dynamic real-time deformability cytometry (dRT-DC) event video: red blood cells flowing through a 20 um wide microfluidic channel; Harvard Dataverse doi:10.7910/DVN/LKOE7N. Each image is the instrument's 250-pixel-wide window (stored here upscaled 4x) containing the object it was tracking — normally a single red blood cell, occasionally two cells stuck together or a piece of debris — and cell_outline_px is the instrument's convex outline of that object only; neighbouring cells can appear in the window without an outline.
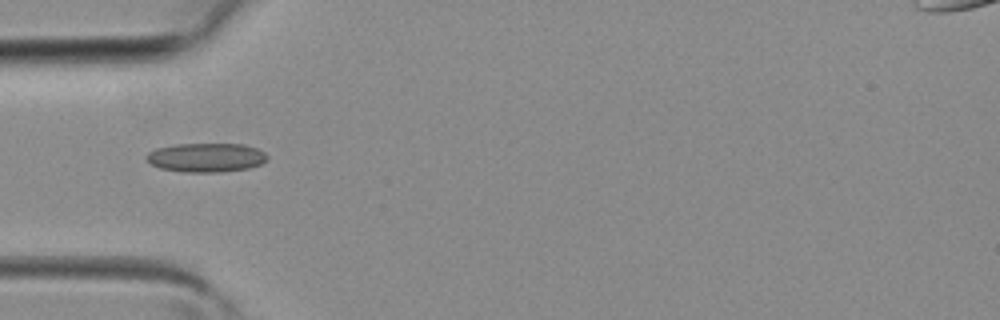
{"species": "common noctule bat (a hibernating species)", "species_latin": "Nyctalus noctula", "temperature_condition": "room temperature", "stored_images_in_passage": 1, "camera_frame_rate_fps": 3000, "um_per_image_px": 0.085, "animal": {"sex": "female", "body_mass_g": 19.3, "forearm_length_mm": 54.1}, "frame": {"image": 1, "passage_image": 1, "time_ms": 0.0, "image_size_px": [1000, 320], "cell_outline_px": [[268, 160], [260, 164], [248, 168], [220, 172], [184, 172], [160, 168], [152, 164], [144, 156], [148, 152], [156, 148], [176, 144], [240, 144], [256, 148], [264, 152], [268, 156]], "centroid_in_image_um": [17.51, 13.39], "position_along_channel_um": 67.5, "area_um2": 20.4}}